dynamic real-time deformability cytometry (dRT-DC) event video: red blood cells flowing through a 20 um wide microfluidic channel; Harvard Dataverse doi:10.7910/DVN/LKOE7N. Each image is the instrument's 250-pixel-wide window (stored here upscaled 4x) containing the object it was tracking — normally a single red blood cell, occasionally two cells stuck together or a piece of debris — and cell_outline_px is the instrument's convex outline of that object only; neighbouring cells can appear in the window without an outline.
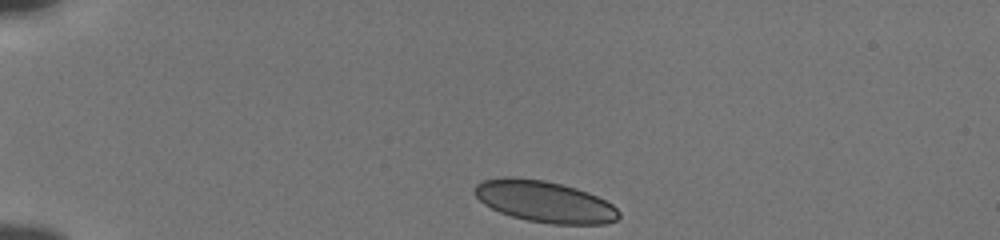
{"species": "human", "species_latin": "Homo sapiens", "temperature_condition": "cold", "stored_images_in_passage": 42, "camera_frame_rate_fps": 3000, "um_per_image_px": 0.085, "donor": {"sex": "male"}, "frame": {"image": 1, "passage_image": 1, "time_ms": 0.0, "image_size_px": [1000, 240], "cell_outline_px": [[620, 216], [616, 220], [604, 224], [552, 224], [528, 220], [512, 216], [500, 212], [484, 204], [472, 192], [476, 184], [484, 180], [504, 176], [512, 176], [544, 180], [576, 188], [588, 192], [612, 204], [620, 212]], "centroid_in_image_um": [46.27, 17.12], "position_along_channel_um": 38.7, "area_um2": 34.8}}
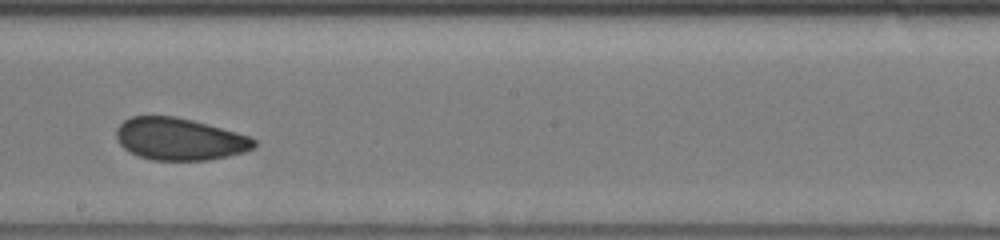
{"frame": {"image": 2, "passage_image": 21, "time_ms": 6.667, "image_size_px": [1000, 240], "cell_outline_px": [[256, 148], [244, 152], [228, 156], [208, 160], [152, 160], [128, 152], [116, 140], [116, 128], [124, 120], [132, 116], [176, 116], [192, 120], [252, 136], [256, 140]], "centroid_in_image_um": [15.27, 11.82], "position_along_channel_um": 232.9, "area_um2": 34.1}}
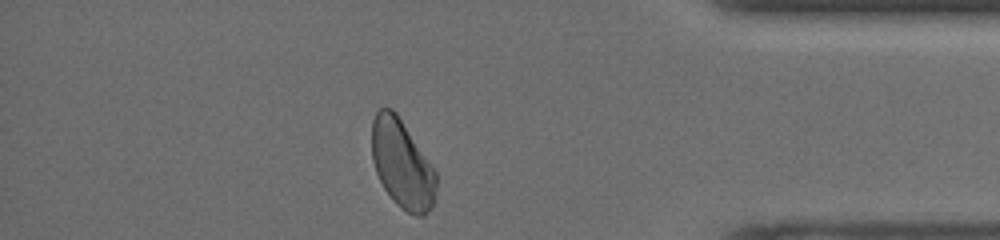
{"frame": {"image": 3, "passage_image": 36, "time_ms": 11.667, "image_size_px": [1000, 240], "cell_outline_px": [[436, 188], [432, 208], [424, 216], [416, 216], [400, 208], [392, 200], [384, 188], [376, 172], [372, 160], [372, 120], [376, 112], [380, 108], [392, 108], [396, 112], [436, 172]], "centroid_in_image_um": [34.16, 13.96], "position_along_channel_um": 401.0, "area_um2": 33.06}, "authors_computed_cell_mechanics": {"area_um2": 34.3332, "velocity_mm_per_s": 3.817, "shape_relaxation_time_tau1_ms": 7.2348, "shape_relaxation_time_tau2_ms": 1.7115, "deformation_change_tau1": 0.108, "deformation_change_tau2": 0.052}}